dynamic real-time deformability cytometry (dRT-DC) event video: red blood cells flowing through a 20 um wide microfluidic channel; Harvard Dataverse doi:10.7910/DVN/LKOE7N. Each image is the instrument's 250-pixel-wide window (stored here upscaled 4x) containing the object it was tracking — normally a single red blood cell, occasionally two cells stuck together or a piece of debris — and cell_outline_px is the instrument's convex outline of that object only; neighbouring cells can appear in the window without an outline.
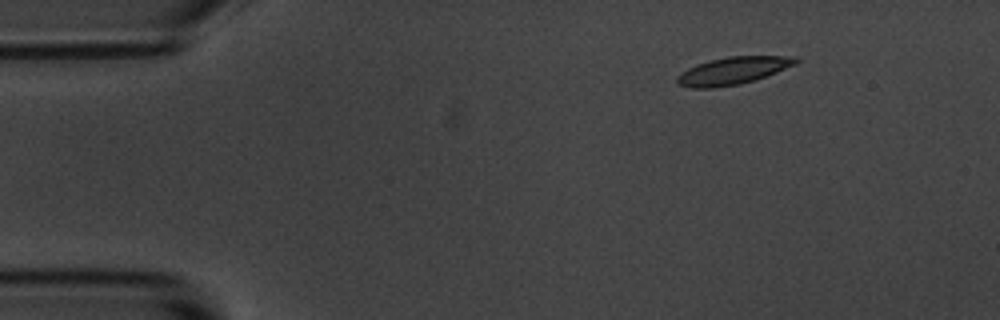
{"species": "common noctule bat (a hibernating species)", "species_latin": "Nyctalus noctula", "temperature_condition": "room temperature", "stored_images_in_passage": 9, "camera_frame_rate_fps": 3000, "um_per_image_px": 0.085, "animal": {"sex": "male", "body_mass_g": 20.1, "forearm_length_mm": 53.5}, "frame": {"image": 1, "passage_image": 1, "time_ms": 0.0, "image_size_px": [1000, 320], "cell_outline_px": [[800, 60], [796, 64], [776, 72], [740, 84], [712, 88], [692, 88], [676, 84], [676, 76], [688, 68], [696, 64], [728, 56], [796, 56]], "centroid_in_image_um": [62.28, 6.01], "position_along_channel_um": 22.7, "area_um2": 18.84}}
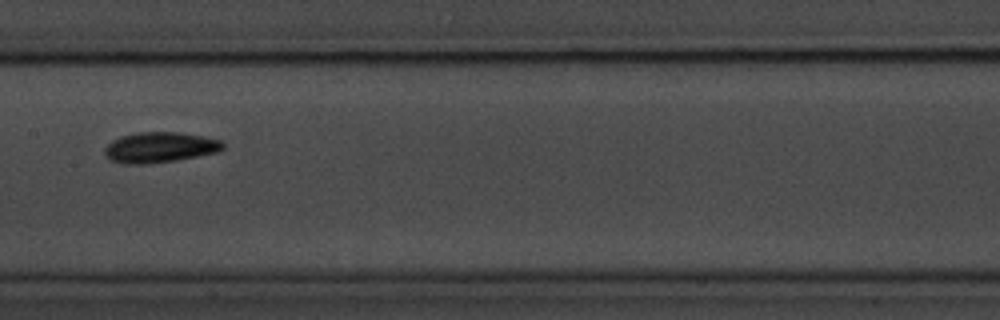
{"frame": {"image": 2, "passage_image": 7, "time_ms": 6.667, "image_size_px": [1000, 320], "cell_outline_px": [[224, 148], [216, 152], [176, 160], [144, 164], [124, 164], [112, 160], [104, 156], [104, 148], [112, 140], [120, 136], [140, 132], [180, 132], [204, 136], [220, 140], [224, 144]], "centroid_in_image_um": [13.56, 12.52], "position_along_channel_um": 193.8, "area_um2": 20.98}}
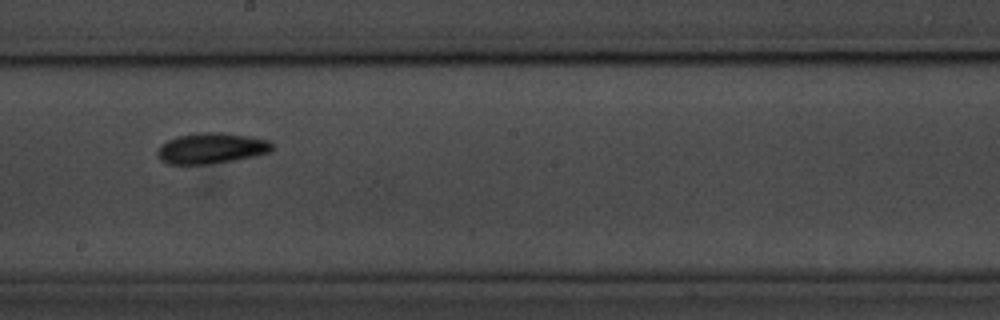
{"frame": {"image": 3, "passage_image": 8, "time_ms": 7.667, "image_size_px": [1000, 320], "cell_outline_px": [[276, 148], [272, 152], [212, 164], [168, 164], [160, 160], [156, 152], [160, 144], [176, 136], [200, 132], [220, 132], [252, 136], [272, 140]], "centroid_in_image_um": [18.01, 12.59], "position_along_channel_um": 230.2, "area_um2": 20.98}}